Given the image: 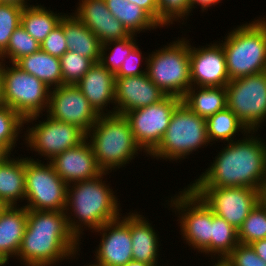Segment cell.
Masks as SVG:
<instances>
[{"mask_svg": "<svg viewBox=\"0 0 266 266\" xmlns=\"http://www.w3.org/2000/svg\"><path fill=\"white\" fill-rule=\"evenodd\" d=\"M145 10L158 23V0H128Z\"/></svg>", "mask_w": 266, "mask_h": 266, "instance_id": "cell-42", "label": "cell"}, {"mask_svg": "<svg viewBox=\"0 0 266 266\" xmlns=\"http://www.w3.org/2000/svg\"><path fill=\"white\" fill-rule=\"evenodd\" d=\"M207 137L209 142L215 144L216 141L230 143L236 137V133L241 132L246 135L249 130L237 118V116L226 107L206 119ZM215 141V142H214Z\"/></svg>", "mask_w": 266, "mask_h": 266, "instance_id": "cell-30", "label": "cell"}, {"mask_svg": "<svg viewBox=\"0 0 266 266\" xmlns=\"http://www.w3.org/2000/svg\"><path fill=\"white\" fill-rule=\"evenodd\" d=\"M227 107L249 131L266 120V71L231 80L226 85Z\"/></svg>", "mask_w": 266, "mask_h": 266, "instance_id": "cell-11", "label": "cell"}, {"mask_svg": "<svg viewBox=\"0 0 266 266\" xmlns=\"http://www.w3.org/2000/svg\"><path fill=\"white\" fill-rule=\"evenodd\" d=\"M115 113L127 112L158 103L166 97L147 76L115 77Z\"/></svg>", "mask_w": 266, "mask_h": 266, "instance_id": "cell-18", "label": "cell"}, {"mask_svg": "<svg viewBox=\"0 0 266 266\" xmlns=\"http://www.w3.org/2000/svg\"><path fill=\"white\" fill-rule=\"evenodd\" d=\"M46 114L54 120L76 125L86 134L99 117L79 87L73 84L51 88Z\"/></svg>", "mask_w": 266, "mask_h": 266, "instance_id": "cell-15", "label": "cell"}, {"mask_svg": "<svg viewBox=\"0 0 266 266\" xmlns=\"http://www.w3.org/2000/svg\"><path fill=\"white\" fill-rule=\"evenodd\" d=\"M115 79L114 73L95 62L76 84L98 115L115 113ZM110 103L114 106L107 111Z\"/></svg>", "mask_w": 266, "mask_h": 266, "instance_id": "cell-21", "label": "cell"}, {"mask_svg": "<svg viewBox=\"0 0 266 266\" xmlns=\"http://www.w3.org/2000/svg\"><path fill=\"white\" fill-rule=\"evenodd\" d=\"M214 259H217V262L212 263L213 266H233L227 257H214Z\"/></svg>", "mask_w": 266, "mask_h": 266, "instance_id": "cell-47", "label": "cell"}, {"mask_svg": "<svg viewBox=\"0 0 266 266\" xmlns=\"http://www.w3.org/2000/svg\"><path fill=\"white\" fill-rule=\"evenodd\" d=\"M266 238V205L261 200L238 229L239 243L250 245Z\"/></svg>", "mask_w": 266, "mask_h": 266, "instance_id": "cell-33", "label": "cell"}, {"mask_svg": "<svg viewBox=\"0 0 266 266\" xmlns=\"http://www.w3.org/2000/svg\"><path fill=\"white\" fill-rule=\"evenodd\" d=\"M27 72L44 82L50 89L62 85L60 58L41 49L38 52L20 58L16 63Z\"/></svg>", "mask_w": 266, "mask_h": 266, "instance_id": "cell-27", "label": "cell"}, {"mask_svg": "<svg viewBox=\"0 0 266 266\" xmlns=\"http://www.w3.org/2000/svg\"><path fill=\"white\" fill-rule=\"evenodd\" d=\"M238 244V230L211 211V258L227 257Z\"/></svg>", "mask_w": 266, "mask_h": 266, "instance_id": "cell-31", "label": "cell"}, {"mask_svg": "<svg viewBox=\"0 0 266 266\" xmlns=\"http://www.w3.org/2000/svg\"><path fill=\"white\" fill-rule=\"evenodd\" d=\"M139 46L137 45L132 52L127 56V58L124 60L121 68L119 71L115 74V77H131V76H139V75H144L146 73V68H143L141 65L142 60H145V67H146V62L148 59V56L144 57L145 55L142 56L141 49L138 48ZM141 66V68H140Z\"/></svg>", "mask_w": 266, "mask_h": 266, "instance_id": "cell-41", "label": "cell"}, {"mask_svg": "<svg viewBox=\"0 0 266 266\" xmlns=\"http://www.w3.org/2000/svg\"><path fill=\"white\" fill-rule=\"evenodd\" d=\"M190 13L191 0H158V24L161 27H168L174 21H178L180 24L183 21V25Z\"/></svg>", "mask_w": 266, "mask_h": 266, "instance_id": "cell-37", "label": "cell"}, {"mask_svg": "<svg viewBox=\"0 0 266 266\" xmlns=\"http://www.w3.org/2000/svg\"><path fill=\"white\" fill-rule=\"evenodd\" d=\"M208 144L213 143L207 137L206 119L193 113L181 102L173 112L162 140L149 156L157 160L180 162Z\"/></svg>", "mask_w": 266, "mask_h": 266, "instance_id": "cell-8", "label": "cell"}, {"mask_svg": "<svg viewBox=\"0 0 266 266\" xmlns=\"http://www.w3.org/2000/svg\"><path fill=\"white\" fill-rule=\"evenodd\" d=\"M90 263H91L90 265L89 264H87V265L85 264L84 266H99V265H97L95 263H93V264H92V262H90Z\"/></svg>", "mask_w": 266, "mask_h": 266, "instance_id": "cell-52", "label": "cell"}, {"mask_svg": "<svg viewBox=\"0 0 266 266\" xmlns=\"http://www.w3.org/2000/svg\"><path fill=\"white\" fill-rule=\"evenodd\" d=\"M189 58L191 86L226 87L231 81L220 41L198 48L190 44Z\"/></svg>", "mask_w": 266, "mask_h": 266, "instance_id": "cell-17", "label": "cell"}, {"mask_svg": "<svg viewBox=\"0 0 266 266\" xmlns=\"http://www.w3.org/2000/svg\"><path fill=\"white\" fill-rule=\"evenodd\" d=\"M122 266H154V265L132 259L131 261L127 262L126 264Z\"/></svg>", "mask_w": 266, "mask_h": 266, "instance_id": "cell-48", "label": "cell"}, {"mask_svg": "<svg viewBox=\"0 0 266 266\" xmlns=\"http://www.w3.org/2000/svg\"><path fill=\"white\" fill-rule=\"evenodd\" d=\"M233 266H266L251 245L239 243L227 256Z\"/></svg>", "mask_w": 266, "mask_h": 266, "instance_id": "cell-39", "label": "cell"}, {"mask_svg": "<svg viewBox=\"0 0 266 266\" xmlns=\"http://www.w3.org/2000/svg\"><path fill=\"white\" fill-rule=\"evenodd\" d=\"M106 174L108 172H102L95 178L67 186L65 214L71 232L79 241L84 229L94 232L107 222L121 216L119 198L114 195L115 192L110 188V184L107 185V182L103 181Z\"/></svg>", "mask_w": 266, "mask_h": 266, "instance_id": "cell-3", "label": "cell"}, {"mask_svg": "<svg viewBox=\"0 0 266 266\" xmlns=\"http://www.w3.org/2000/svg\"><path fill=\"white\" fill-rule=\"evenodd\" d=\"M11 64L0 62L4 104L19 113L25 119L24 124H33L47 112L51 89L15 63Z\"/></svg>", "mask_w": 266, "mask_h": 266, "instance_id": "cell-6", "label": "cell"}, {"mask_svg": "<svg viewBox=\"0 0 266 266\" xmlns=\"http://www.w3.org/2000/svg\"><path fill=\"white\" fill-rule=\"evenodd\" d=\"M250 245L255 250L256 254L266 262V238L257 240Z\"/></svg>", "mask_w": 266, "mask_h": 266, "instance_id": "cell-44", "label": "cell"}, {"mask_svg": "<svg viewBox=\"0 0 266 266\" xmlns=\"http://www.w3.org/2000/svg\"><path fill=\"white\" fill-rule=\"evenodd\" d=\"M193 113L207 119L227 107L226 87L191 86L182 97Z\"/></svg>", "mask_w": 266, "mask_h": 266, "instance_id": "cell-26", "label": "cell"}, {"mask_svg": "<svg viewBox=\"0 0 266 266\" xmlns=\"http://www.w3.org/2000/svg\"><path fill=\"white\" fill-rule=\"evenodd\" d=\"M98 167L112 172L130 164L142 152L135 141L129 120L122 114L99 115L97 122L86 134ZM136 155V156H135Z\"/></svg>", "mask_w": 266, "mask_h": 266, "instance_id": "cell-4", "label": "cell"}, {"mask_svg": "<svg viewBox=\"0 0 266 266\" xmlns=\"http://www.w3.org/2000/svg\"><path fill=\"white\" fill-rule=\"evenodd\" d=\"M136 35L131 34L121 40H114L102 45L99 62L109 71L116 74L124 60L137 46ZM113 46V48L111 47ZM110 51L109 53L107 51Z\"/></svg>", "mask_w": 266, "mask_h": 266, "instance_id": "cell-32", "label": "cell"}, {"mask_svg": "<svg viewBox=\"0 0 266 266\" xmlns=\"http://www.w3.org/2000/svg\"><path fill=\"white\" fill-rule=\"evenodd\" d=\"M216 215L237 230L261 201V191L248 187H189Z\"/></svg>", "mask_w": 266, "mask_h": 266, "instance_id": "cell-12", "label": "cell"}, {"mask_svg": "<svg viewBox=\"0 0 266 266\" xmlns=\"http://www.w3.org/2000/svg\"><path fill=\"white\" fill-rule=\"evenodd\" d=\"M261 200L266 205V186L261 191Z\"/></svg>", "mask_w": 266, "mask_h": 266, "instance_id": "cell-50", "label": "cell"}, {"mask_svg": "<svg viewBox=\"0 0 266 266\" xmlns=\"http://www.w3.org/2000/svg\"><path fill=\"white\" fill-rule=\"evenodd\" d=\"M39 124L26 128L25 142L30 151L38 152L40 158L51 160L54 156L67 149L78 146L86 139V133L78 126L52 119L49 115Z\"/></svg>", "mask_w": 266, "mask_h": 266, "instance_id": "cell-14", "label": "cell"}, {"mask_svg": "<svg viewBox=\"0 0 266 266\" xmlns=\"http://www.w3.org/2000/svg\"><path fill=\"white\" fill-rule=\"evenodd\" d=\"M77 6L73 15L98 37L102 45L131 35L111 14L105 0H79Z\"/></svg>", "mask_w": 266, "mask_h": 266, "instance_id": "cell-20", "label": "cell"}, {"mask_svg": "<svg viewBox=\"0 0 266 266\" xmlns=\"http://www.w3.org/2000/svg\"><path fill=\"white\" fill-rule=\"evenodd\" d=\"M23 7L0 4V55L7 49L10 37L21 24Z\"/></svg>", "mask_w": 266, "mask_h": 266, "instance_id": "cell-38", "label": "cell"}, {"mask_svg": "<svg viewBox=\"0 0 266 266\" xmlns=\"http://www.w3.org/2000/svg\"><path fill=\"white\" fill-rule=\"evenodd\" d=\"M65 13H54L43 5H30L22 10L21 25L40 45L59 24Z\"/></svg>", "mask_w": 266, "mask_h": 266, "instance_id": "cell-29", "label": "cell"}, {"mask_svg": "<svg viewBox=\"0 0 266 266\" xmlns=\"http://www.w3.org/2000/svg\"><path fill=\"white\" fill-rule=\"evenodd\" d=\"M256 133L249 131L243 139L225 144L210 167L187 186L248 187L262 191L266 186V142Z\"/></svg>", "mask_w": 266, "mask_h": 266, "instance_id": "cell-1", "label": "cell"}, {"mask_svg": "<svg viewBox=\"0 0 266 266\" xmlns=\"http://www.w3.org/2000/svg\"><path fill=\"white\" fill-rule=\"evenodd\" d=\"M49 162L67 185L95 178L103 172L87 139L54 156Z\"/></svg>", "mask_w": 266, "mask_h": 266, "instance_id": "cell-19", "label": "cell"}, {"mask_svg": "<svg viewBox=\"0 0 266 266\" xmlns=\"http://www.w3.org/2000/svg\"><path fill=\"white\" fill-rule=\"evenodd\" d=\"M93 64L94 62L90 58L72 51H67L60 57L62 85H76Z\"/></svg>", "mask_w": 266, "mask_h": 266, "instance_id": "cell-36", "label": "cell"}, {"mask_svg": "<svg viewBox=\"0 0 266 266\" xmlns=\"http://www.w3.org/2000/svg\"><path fill=\"white\" fill-rule=\"evenodd\" d=\"M0 164V202L5 206H20L25 200V158H11Z\"/></svg>", "mask_w": 266, "mask_h": 266, "instance_id": "cell-25", "label": "cell"}, {"mask_svg": "<svg viewBox=\"0 0 266 266\" xmlns=\"http://www.w3.org/2000/svg\"><path fill=\"white\" fill-rule=\"evenodd\" d=\"M170 200V201H169ZM168 201V206L179 216L180 231L184 243L198 253L211 255V210L189 188L175 194ZM170 202V203H169ZM174 210V211H173Z\"/></svg>", "mask_w": 266, "mask_h": 266, "instance_id": "cell-10", "label": "cell"}, {"mask_svg": "<svg viewBox=\"0 0 266 266\" xmlns=\"http://www.w3.org/2000/svg\"><path fill=\"white\" fill-rule=\"evenodd\" d=\"M107 222L94 233H100L101 240L95 251L94 263L99 266H122L132 260V239L130 233V212Z\"/></svg>", "mask_w": 266, "mask_h": 266, "instance_id": "cell-16", "label": "cell"}, {"mask_svg": "<svg viewBox=\"0 0 266 266\" xmlns=\"http://www.w3.org/2000/svg\"><path fill=\"white\" fill-rule=\"evenodd\" d=\"M182 102L174 96H166L158 103L131 110L125 114L129 120L135 141L148 155L158 146L165 134L173 112Z\"/></svg>", "mask_w": 266, "mask_h": 266, "instance_id": "cell-13", "label": "cell"}, {"mask_svg": "<svg viewBox=\"0 0 266 266\" xmlns=\"http://www.w3.org/2000/svg\"><path fill=\"white\" fill-rule=\"evenodd\" d=\"M5 106L4 101H3V88H2V78L0 74V108Z\"/></svg>", "mask_w": 266, "mask_h": 266, "instance_id": "cell-49", "label": "cell"}, {"mask_svg": "<svg viewBox=\"0 0 266 266\" xmlns=\"http://www.w3.org/2000/svg\"><path fill=\"white\" fill-rule=\"evenodd\" d=\"M25 119L8 106L0 108V144L13 152L18 136L22 134ZM23 128V129H22ZM21 132V133H20Z\"/></svg>", "mask_w": 266, "mask_h": 266, "instance_id": "cell-35", "label": "cell"}, {"mask_svg": "<svg viewBox=\"0 0 266 266\" xmlns=\"http://www.w3.org/2000/svg\"><path fill=\"white\" fill-rule=\"evenodd\" d=\"M167 45L148 54L146 74L166 96L182 99L191 87L190 41L181 37Z\"/></svg>", "mask_w": 266, "mask_h": 266, "instance_id": "cell-7", "label": "cell"}, {"mask_svg": "<svg viewBox=\"0 0 266 266\" xmlns=\"http://www.w3.org/2000/svg\"><path fill=\"white\" fill-rule=\"evenodd\" d=\"M131 212L130 233L132 239V259L154 266H161L158 265L160 252L159 234L152 227V223H149L148 218L141 215L140 212Z\"/></svg>", "mask_w": 266, "mask_h": 266, "instance_id": "cell-23", "label": "cell"}, {"mask_svg": "<svg viewBox=\"0 0 266 266\" xmlns=\"http://www.w3.org/2000/svg\"><path fill=\"white\" fill-rule=\"evenodd\" d=\"M41 45L20 24L12 33L7 49L0 55V62L16 63L20 58L38 52Z\"/></svg>", "mask_w": 266, "mask_h": 266, "instance_id": "cell-34", "label": "cell"}, {"mask_svg": "<svg viewBox=\"0 0 266 266\" xmlns=\"http://www.w3.org/2000/svg\"><path fill=\"white\" fill-rule=\"evenodd\" d=\"M63 26L68 51L99 62L102 44L75 15L65 14L59 22Z\"/></svg>", "mask_w": 266, "mask_h": 266, "instance_id": "cell-24", "label": "cell"}, {"mask_svg": "<svg viewBox=\"0 0 266 266\" xmlns=\"http://www.w3.org/2000/svg\"><path fill=\"white\" fill-rule=\"evenodd\" d=\"M111 14L118 19L130 34L162 28L145 10L128 0H105Z\"/></svg>", "mask_w": 266, "mask_h": 266, "instance_id": "cell-28", "label": "cell"}, {"mask_svg": "<svg viewBox=\"0 0 266 266\" xmlns=\"http://www.w3.org/2000/svg\"><path fill=\"white\" fill-rule=\"evenodd\" d=\"M27 1L29 2L30 0H0L1 4H10L15 6H21L23 8L26 6H30V3H28Z\"/></svg>", "mask_w": 266, "mask_h": 266, "instance_id": "cell-45", "label": "cell"}, {"mask_svg": "<svg viewBox=\"0 0 266 266\" xmlns=\"http://www.w3.org/2000/svg\"><path fill=\"white\" fill-rule=\"evenodd\" d=\"M25 158V201L27 210L65 211L67 184L49 161Z\"/></svg>", "mask_w": 266, "mask_h": 266, "instance_id": "cell-9", "label": "cell"}, {"mask_svg": "<svg viewBox=\"0 0 266 266\" xmlns=\"http://www.w3.org/2000/svg\"><path fill=\"white\" fill-rule=\"evenodd\" d=\"M5 205L0 202V212L4 209Z\"/></svg>", "mask_w": 266, "mask_h": 266, "instance_id": "cell-51", "label": "cell"}, {"mask_svg": "<svg viewBox=\"0 0 266 266\" xmlns=\"http://www.w3.org/2000/svg\"><path fill=\"white\" fill-rule=\"evenodd\" d=\"M221 1L222 0H191V12H193V8H195L196 6H201V11L205 12L206 10H208V7L210 9L211 6L213 7L217 5Z\"/></svg>", "mask_w": 266, "mask_h": 266, "instance_id": "cell-43", "label": "cell"}, {"mask_svg": "<svg viewBox=\"0 0 266 266\" xmlns=\"http://www.w3.org/2000/svg\"><path fill=\"white\" fill-rule=\"evenodd\" d=\"M221 40L230 80L266 71V18L231 30Z\"/></svg>", "mask_w": 266, "mask_h": 266, "instance_id": "cell-5", "label": "cell"}, {"mask_svg": "<svg viewBox=\"0 0 266 266\" xmlns=\"http://www.w3.org/2000/svg\"><path fill=\"white\" fill-rule=\"evenodd\" d=\"M27 218L28 210L24 206H5L0 212V266L17 257Z\"/></svg>", "mask_w": 266, "mask_h": 266, "instance_id": "cell-22", "label": "cell"}, {"mask_svg": "<svg viewBox=\"0 0 266 266\" xmlns=\"http://www.w3.org/2000/svg\"><path fill=\"white\" fill-rule=\"evenodd\" d=\"M41 50L58 58L68 51L65 33L60 23L41 43Z\"/></svg>", "mask_w": 266, "mask_h": 266, "instance_id": "cell-40", "label": "cell"}, {"mask_svg": "<svg viewBox=\"0 0 266 266\" xmlns=\"http://www.w3.org/2000/svg\"><path fill=\"white\" fill-rule=\"evenodd\" d=\"M11 154V151L6 146L0 144V164L5 162Z\"/></svg>", "mask_w": 266, "mask_h": 266, "instance_id": "cell-46", "label": "cell"}, {"mask_svg": "<svg viewBox=\"0 0 266 266\" xmlns=\"http://www.w3.org/2000/svg\"><path fill=\"white\" fill-rule=\"evenodd\" d=\"M81 243L71 232L65 211L28 210L16 258L24 266H56L80 255Z\"/></svg>", "mask_w": 266, "mask_h": 266, "instance_id": "cell-2", "label": "cell"}]
</instances>
